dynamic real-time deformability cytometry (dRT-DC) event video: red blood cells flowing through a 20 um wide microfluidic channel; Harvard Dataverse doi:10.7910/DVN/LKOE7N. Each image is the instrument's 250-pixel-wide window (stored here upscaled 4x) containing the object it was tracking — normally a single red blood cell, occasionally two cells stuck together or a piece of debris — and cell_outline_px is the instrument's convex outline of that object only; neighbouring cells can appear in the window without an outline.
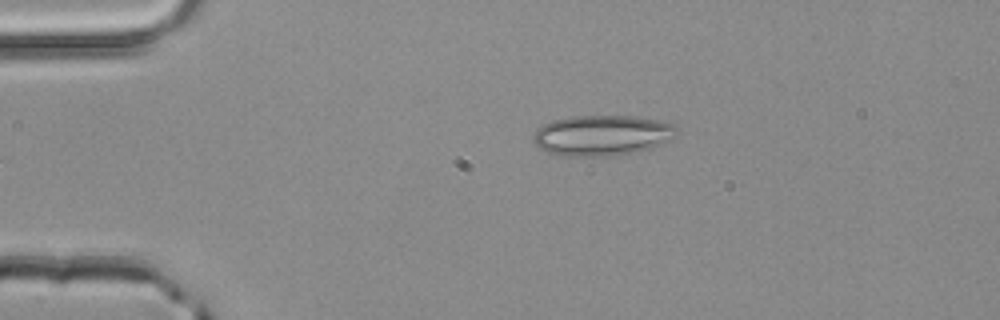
{"species": "common noctule bat (a hibernating species)", "species_latin": "Nyctalus noctula", "temperature_condition": "room temperature", "stored_images_in_passage": 4, "segment_of_instrument_passage": [2, 2], "camera_frame_rate_fps": 3000, "um_per_image_px": 0.085, "animal": {"sex": "male", "body_mass_g": 20.4}, "frame": {"image": 1, "passage_image": 4, "time_ms": 1.0, "image_size_px": [1000, 320], "cell_outline_px": [[676, 128], [672, 140], [652, 148], [640, 152], [604, 156], [560, 156], [544, 152], [532, 140], [532, 136], [544, 124], [552, 120], [568, 116], [632, 116], [660, 120], [676, 124]], "centroid_in_image_um": [51.18, 11.51], "position_along_channel_um": 33.8, "area_um2": 34.22}}